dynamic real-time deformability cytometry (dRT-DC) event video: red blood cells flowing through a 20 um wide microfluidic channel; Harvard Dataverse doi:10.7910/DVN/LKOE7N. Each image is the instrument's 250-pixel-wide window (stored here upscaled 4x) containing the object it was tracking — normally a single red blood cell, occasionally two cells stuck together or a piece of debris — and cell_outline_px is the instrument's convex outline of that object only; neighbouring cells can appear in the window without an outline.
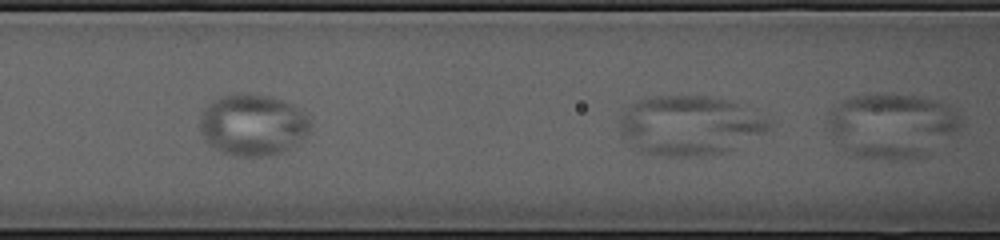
{"species": "common noctule bat (a hibernating species)", "species_latin": "Nyctalus noctula", "temperature_condition": "cold", "stored_images_in_passage": 3, "camera_frame_rate_fps": 3000, "um_per_image_px": 0.085, "animal": {"sex": "female", "body_mass_g": 23.0, "forearm_length_mm": 53.4}, "frame": {"image": 1, "passage_image": 3, "time_ms": 0.667, "image_size_px": [1000, 240], "cell_outline_px": [[772, 128], [768, 132], [728, 152], [700, 156], [668, 156], [640, 152], [620, 136], [620, 116], [624, 108], [640, 100], [656, 96], [720, 96], [740, 104], [772, 120]], "centroid_in_image_um": [58.67, 10.66], "position_along_channel_um": 107.9, "area_um2": 52.66}}